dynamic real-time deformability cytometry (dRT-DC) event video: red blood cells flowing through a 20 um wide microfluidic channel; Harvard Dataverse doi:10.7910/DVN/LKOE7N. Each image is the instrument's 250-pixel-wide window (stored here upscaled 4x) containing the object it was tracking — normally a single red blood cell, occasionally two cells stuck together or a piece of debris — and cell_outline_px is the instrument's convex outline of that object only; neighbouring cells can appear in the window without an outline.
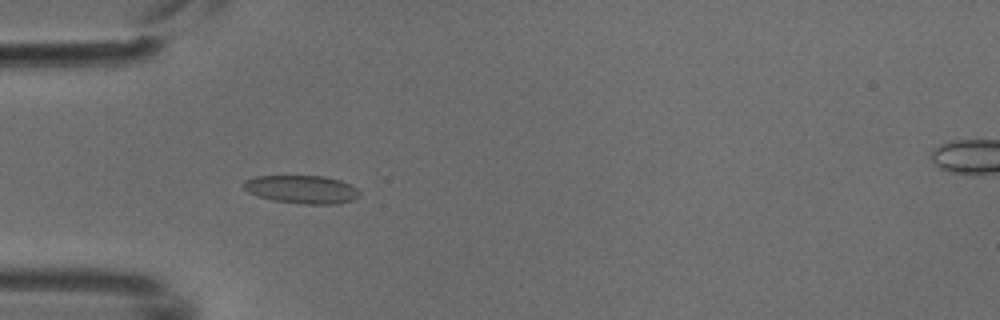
{"species": "common noctule bat (a hibernating species)", "species_latin": "Nyctalus noctula", "temperature_condition": "cold", "stored_images_in_passage": 6, "camera_frame_rate_fps": 3000, "um_per_image_px": 0.085, "animal": {"sex": "male", "body_mass_g": 18.8}, "frame": {"image": 1, "passage_image": 5, "time_ms": 1.333, "image_size_px": [1000, 320], "cell_outline_px": [[360, 196], [352, 200], [336, 204], [300, 204], [272, 200], [248, 192], [240, 184], [244, 180], [256, 176], [324, 176], [340, 180], [356, 188], [360, 192]], "centroid_in_image_um": [25.63, 16.1], "position_along_channel_um": 59.4, "area_um2": 19.07}}